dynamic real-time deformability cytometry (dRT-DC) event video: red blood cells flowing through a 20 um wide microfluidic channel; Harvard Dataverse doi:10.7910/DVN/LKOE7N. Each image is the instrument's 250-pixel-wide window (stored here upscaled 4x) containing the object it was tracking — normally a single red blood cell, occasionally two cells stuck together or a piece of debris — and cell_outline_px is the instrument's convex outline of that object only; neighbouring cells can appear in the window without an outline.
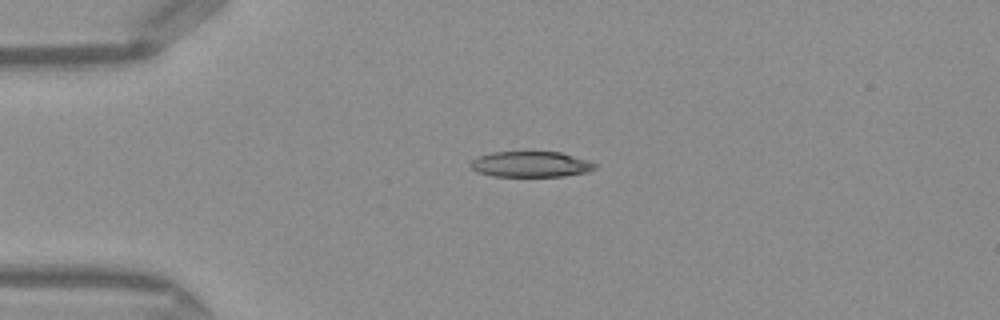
{"species": "Egyptian fruit bat (a non-hibernating species)", "species_latin": "Rousettus aegyptiacus", "temperature_condition": "warm", "stored_images_in_passage": 38, "camera_frame_rate_fps": 3000, "um_per_image_px": 0.085, "frame": {"image": 1, "passage_image": 1, "time_ms": 0.0, "image_size_px": [1000, 320], "cell_outline_px": [[596, 168], [588, 172], [564, 176], [492, 176], [480, 172], [472, 168], [468, 164], [472, 160], [480, 156], [492, 152], [560, 152], [596, 164]], "centroid_in_image_um": [45.09, 13.97], "position_along_channel_um": 39.9, "area_um2": 18.32}}
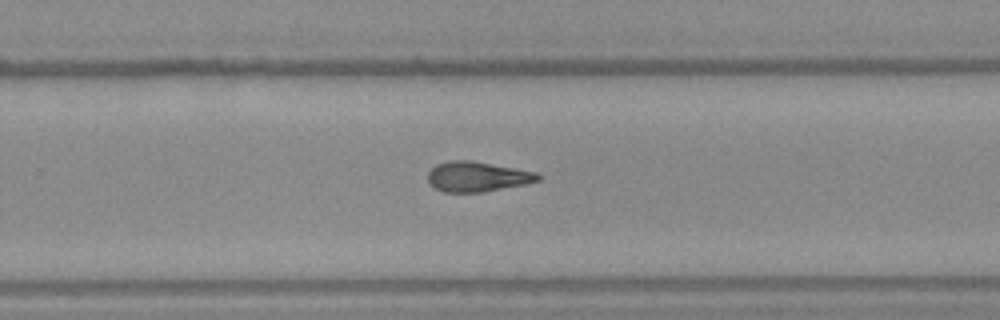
{"frame": {"image": 2, "passage_image": 21, "time_ms": 6.667, "image_size_px": [1000, 320], "cell_outline_px": [[544, 176], [540, 180], [524, 184], [480, 192], [444, 192], [436, 188], [428, 180], [428, 172], [436, 164], [448, 160], [472, 160], [516, 168], [536, 172]], "centroid_in_image_um": [40.58, 14.99], "position_along_channel_um": 289.2, "area_um2": 19.25}}
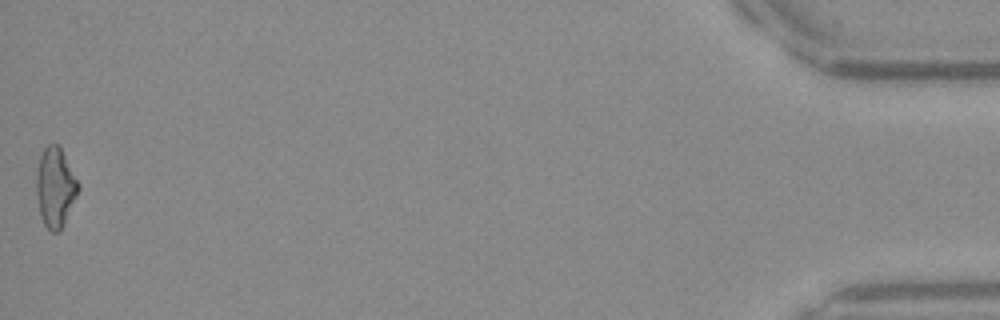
{"frame": {"image": 3, "passage_image": 38, "time_ms": 12.333, "image_size_px": [1000, 320], "cell_outline_px": [[80, 188], [64, 224], [60, 232], [52, 232], [44, 224], [40, 216], [36, 196], [36, 176], [40, 156], [44, 148], [48, 144], [60, 144], [80, 184]], "centroid_in_image_um": [4.71, 15.91], "position_along_channel_um": 430.5, "area_um2": 19.71}, "authors_computed_cell_mechanics": {"area_um2": 19.1029, "velocity_mm_per_s": 4.171, "shape_relaxation_time_tau1_ms": null, "shape_relaxation_time_tau2_ms": 4.0292, "deformation_change_tau1": null, "deformation_change_tau2": 0.1475}}